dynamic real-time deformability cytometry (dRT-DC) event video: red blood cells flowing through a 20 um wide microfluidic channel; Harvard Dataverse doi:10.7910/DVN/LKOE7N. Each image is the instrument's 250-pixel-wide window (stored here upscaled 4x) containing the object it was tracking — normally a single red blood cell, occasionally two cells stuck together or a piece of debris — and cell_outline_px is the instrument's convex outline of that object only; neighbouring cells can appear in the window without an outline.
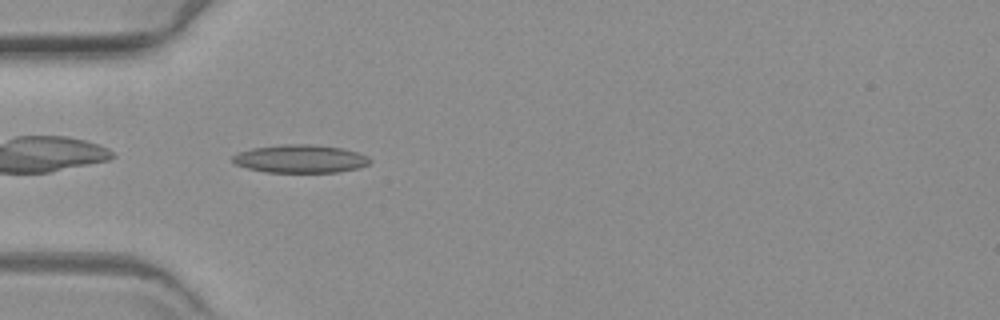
{"species": "common noctule bat (a hibernating species)", "species_latin": "Nyctalus noctula", "temperature_condition": "warm", "stored_images_in_passage": 42, "camera_frame_rate_fps": 3000, "um_per_image_px": 0.085, "animal": {"sex": "female", "body_mass_g": 19.3, "forearm_length_mm": 54.1}, "frame": {"image": 1, "passage_image": 2, "time_ms": 0.333, "image_size_px": [1000, 320], "cell_outline_px": [[372, 160], [368, 164], [356, 168], [336, 172], [264, 172], [248, 168], [236, 164], [232, 160], [232, 156], [240, 152], [252, 148], [280, 144], [312, 144], [340, 148], [356, 152], [368, 156]], "centroid_in_image_um": [25.51, 13.49], "position_along_channel_um": 59.5, "area_um2": 22.31}}
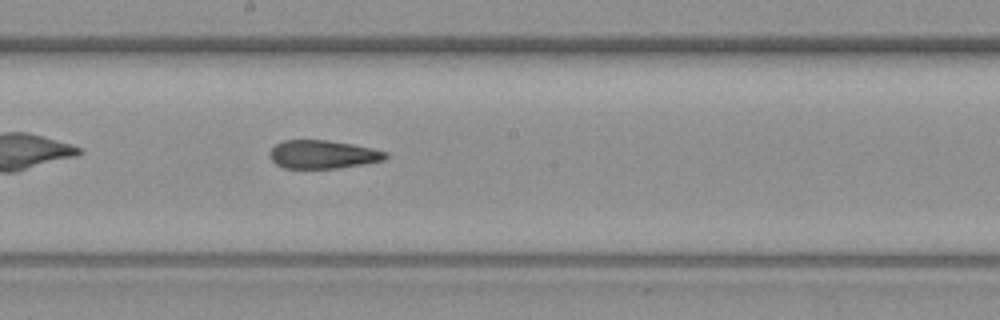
{"frame": {"image": 2, "passage_image": 16, "time_ms": 5.0, "image_size_px": [1000, 320], "cell_outline_px": [[388, 156], [384, 160], [364, 164], [340, 168], [284, 168], [276, 164], [272, 160], [268, 152], [276, 144], [284, 140], [328, 140], [352, 144], [372, 148], [388, 152]], "centroid_in_image_um": [27.45, 13.12], "position_along_channel_um": 220.7, "area_um2": 19.19}}
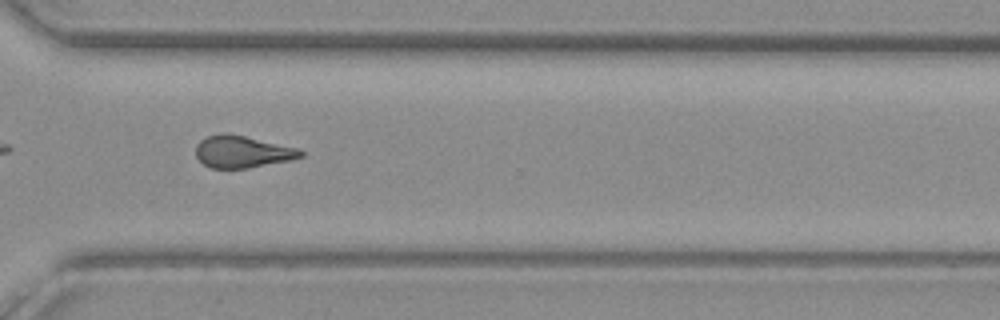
{"frame": {"image": 3, "passage_image": 27, "time_ms": 8.667, "image_size_px": [1000, 320], "cell_outline_px": [[304, 156], [292, 160], [248, 168], [212, 168], [204, 164], [196, 156], [196, 144], [200, 140], [208, 136], [220, 132], [228, 132], [300, 148], [304, 152]], "centroid_in_image_um": [20.63, 12.88], "position_along_channel_um": 350.0, "area_um2": 19.88}}